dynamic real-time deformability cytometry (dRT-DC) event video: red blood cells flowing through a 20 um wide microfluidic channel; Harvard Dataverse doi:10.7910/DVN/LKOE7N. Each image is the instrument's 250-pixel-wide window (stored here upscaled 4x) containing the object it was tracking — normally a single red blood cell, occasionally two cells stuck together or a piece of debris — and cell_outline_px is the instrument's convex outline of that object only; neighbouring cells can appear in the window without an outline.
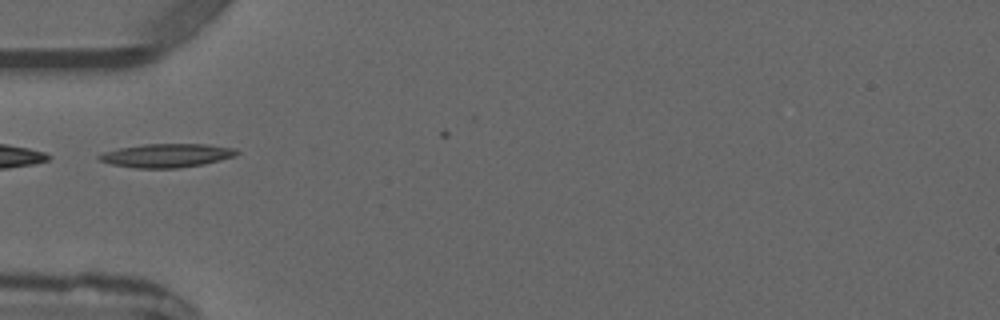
{"species": "common noctule bat (a hibernating species)", "species_latin": "Nyctalus noctula", "temperature_condition": "warm", "stored_images_in_passage": 2, "camera_frame_rate_fps": 3000, "um_per_image_px": 0.085, "animal": {"sex": "male", "forearm_length_mm": 52.5}, "frame": {"image": 1, "passage_image": 1, "time_ms": 0.0, "image_size_px": [1000, 320], "cell_outline_px": [[240, 152], [232, 156], [220, 160], [204, 164], [176, 168], [136, 168], [112, 164], [100, 160], [96, 156], [104, 152], [120, 148], [144, 144], [208, 144], [236, 148]], "centroid_in_image_um": [14.18, 13.21], "position_along_channel_um": 70.8, "area_um2": 18.84}}